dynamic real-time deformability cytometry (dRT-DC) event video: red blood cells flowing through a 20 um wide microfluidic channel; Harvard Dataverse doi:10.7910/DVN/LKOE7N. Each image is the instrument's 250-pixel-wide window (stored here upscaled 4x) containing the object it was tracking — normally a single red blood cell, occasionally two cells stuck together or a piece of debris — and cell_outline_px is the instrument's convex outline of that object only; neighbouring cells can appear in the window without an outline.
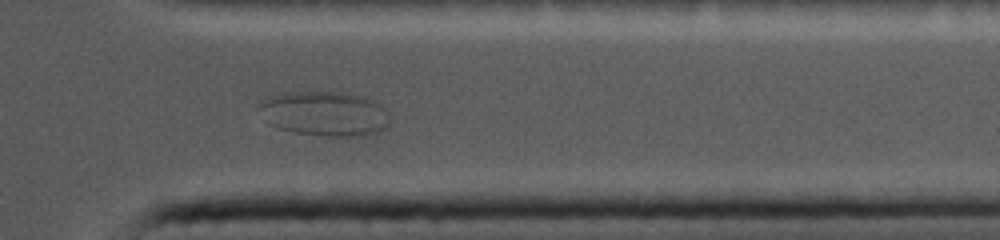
{"species": "common noctule bat (a hibernating species)", "species_latin": "Nyctalus noctula", "temperature_condition": "cold", "stored_images_in_passage": 28, "segment_of_instrument_passage": [2, 2], "camera_frame_rate_fps": 5000, "um_per_image_px": 0.085, "animal": {"sex": "female", "body_mass_g": 19.0, "forearm_length_mm": 56.7}, "frame": {"image": 1, "passage_image": 26, "time_ms": 5.0, "image_size_px": [1000, 240], "cell_outline_px": [[388, 124], [384, 128], [376, 132], [364, 136], [328, 136], [296, 132], [276, 128], [268, 124], [388, 116]], "centroid_in_image_um": [28.69, 10.77], "position_along_channel_um": 382.7, "area_um2": 11.16}}